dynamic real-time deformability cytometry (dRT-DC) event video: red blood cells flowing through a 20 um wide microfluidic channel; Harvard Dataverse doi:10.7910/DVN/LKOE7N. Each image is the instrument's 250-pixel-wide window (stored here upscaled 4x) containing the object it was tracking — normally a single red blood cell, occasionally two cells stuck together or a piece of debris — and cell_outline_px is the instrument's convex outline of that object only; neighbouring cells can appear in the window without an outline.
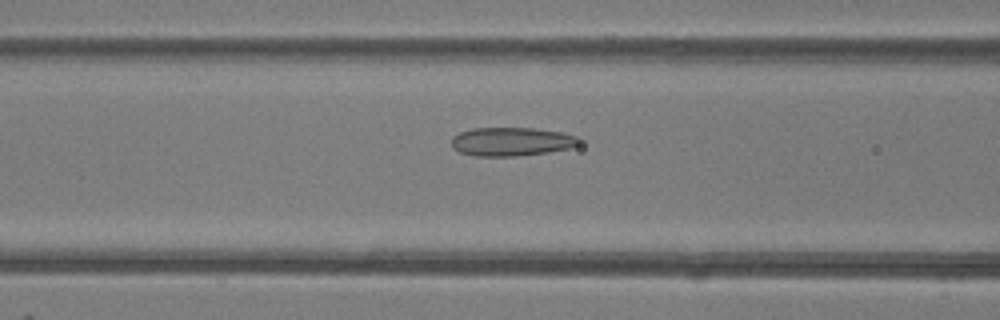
{"species": "common noctule bat (a hibernating species)", "species_latin": "Nyctalus noctula", "temperature_condition": "room temperature", "stored_images_in_passage": 49, "camera_frame_rate_fps": 3000, "um_per_image_px": 0.085, "animal": {"sex": "female"}, "frame": {"image": 1, "passage_image": 20, "time_ms": 6.333, "image_size_px": [1000, 320], "cell_outline_px": [[584, 140], [580, 144], [572, 148], [548, 152], [516, 156], [472, 156], [460, 152], [452, 148], [452, 136], [460, 132], [472, 128], [532, 128], [560, 132], [576, 136]], "centroid_in_image_um": [43.49, 12.04], "position_along_channel_um": 123.1, "area_um2": 21.5}}
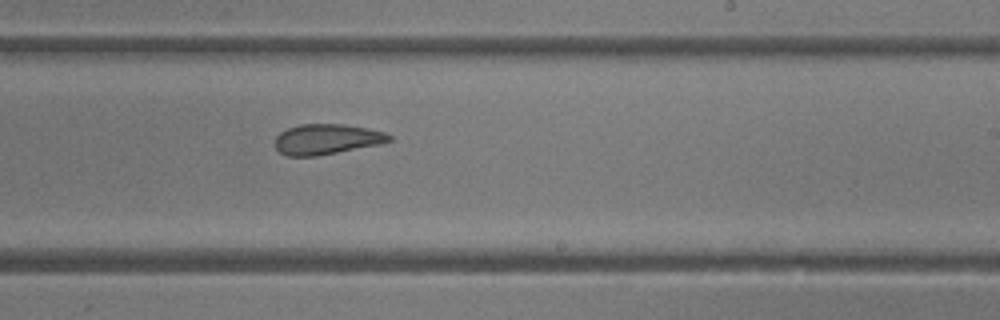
{"frame": {"image": 2, "passage_image": 30, "time_ms": 9.667, "image_size_px": [1000, 320], "cell_outline_px": [[392, 140], [380, 144], [316, 156], [288, 156], [280, 152], [276, 148], [276, 136], [280, 132], [288, 128], [300, 124], [344, 124], [384, 132], [392, 136]], "centroid_in_image_um": [27.76, 11.83], "position_along_channel_um": 261.2, "area_um2": 20.0}}
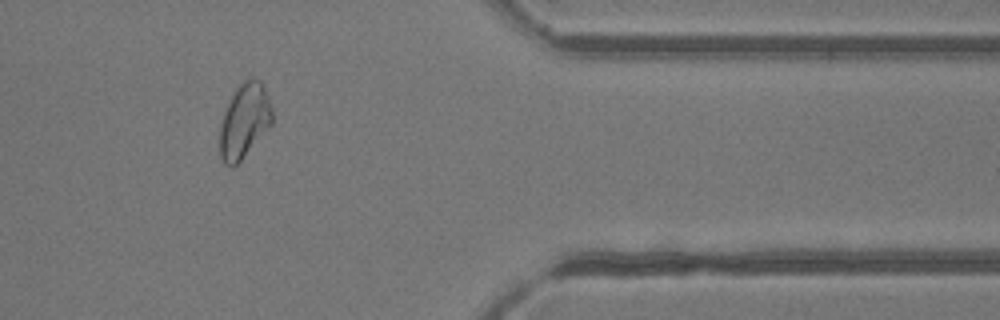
{"frame": {"image": 3, "passage_image": 41, "time_ms": 13.333, "image_size_px": [1000, 320], "cell_outline_px": [[272, 124], [240, 160], [232, 168], [224, 164], [220, 156], [220, 124], [228, 100], [232, 92], [244, 80], [252, 76], [260, 80], [264, 84], [272, 108]], "centroid_in_image_um": [20.77, 10.22], "position_along_channel_um": 390.6, "area_um2": 22.89}, "authors_computed_cell_mechanics": {"area_um2": 23.0622, "velocity_mm_per_s": 4.1526, "shape_relaxation_time_tau1_ms": 10.5147, "shape_relaxation_time_tau2_ms": 1.9511, "deformation_change_tau1": 0.1708, "deformation_change_tau2": 0.0856}}